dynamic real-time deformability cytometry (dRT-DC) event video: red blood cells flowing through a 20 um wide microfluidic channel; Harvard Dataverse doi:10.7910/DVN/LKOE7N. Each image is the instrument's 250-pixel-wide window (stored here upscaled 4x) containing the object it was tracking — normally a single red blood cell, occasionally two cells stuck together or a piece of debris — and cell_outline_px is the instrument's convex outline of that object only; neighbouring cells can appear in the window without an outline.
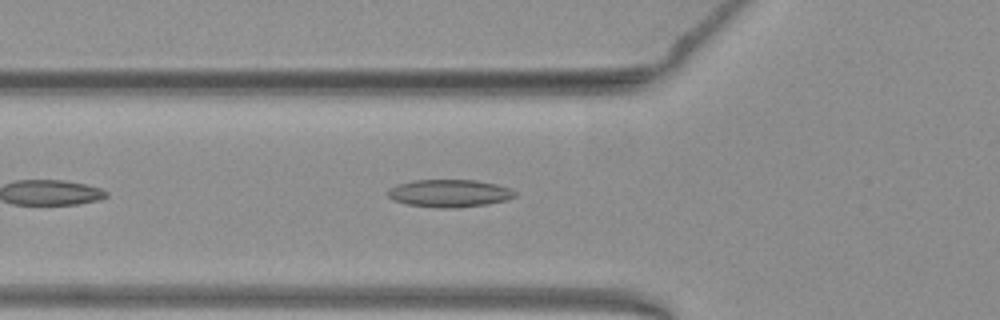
{"species": "common noctule bat (a hibernating species)", "species_latin": "Nyctalus noctula", "temperature_condition": "warm", "stored_images_in_passage": 40, "camera_frame_rate_fps": 3000, "um_per_image_px": 0.085, "animal": {"sex": "female", "body_mass_g": 19.3, "forearm_length_mm": 54.1}, "frame": {"image": 1, "passage_image": 6, "time_ms": 1.667, "image_size_px": [1000, 320], "cell_outline_px": [[516, 196], [508, 200], [488, 204], [456, 208], [436, 208], [408, 204], [392, 200], [388, 196], [388, 192], [392, 188], [400, 184], [412, 180], [476, 180], [496, 184], [512, 188], [516, 192]], "centroid_in_image_um": [38.26, 16.43], "position_along_channel_um": 87.5, "area_um2": 20.52}}
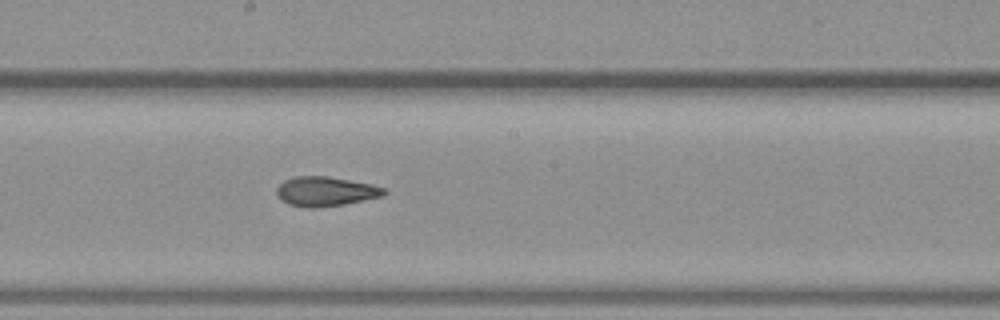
{"frame": {"image": 2, "passage_image": 16, "time_ms": 5.0, "image_size_px": [1000, 320], "cell_outline_px": [[388, 192], [384, 196], [344, 204], [316, 208], [304, 208], [288, 204], [280, 200], [276, 192], [276, 188], [284, 180], [296, 176], [328, 176], [372, 184], [384, 188]], "centroid_in_image_um": [27.66, 16.28], "position_along_channel_um": 220.5, "area_um2": 18.67}}
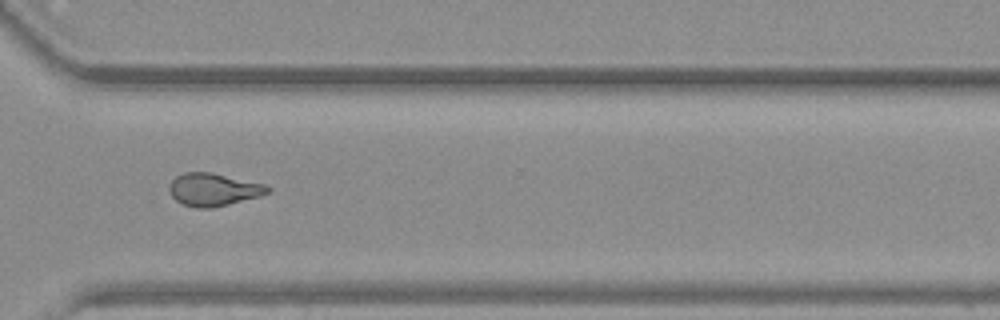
{"frame": {"image": 3, "passage_image": 26, "time_ms": 8.333, "image_size_px": [1000, 320], "cell_outline_px": [[272, 192], [260, 196], [228, 204], [208, 208], [196, 208], [184, 204], [176, 200], [168, 192], [168, 188], [172, 180], [176, 176], [184, 172], [212, 172], [264, 184], [272, 188]], "centroid_in_image_um": [18.15, 16.1], "position_along_channel_um": 352.5, "area_um2": 18.79}, "authors_computed_cell_mechanics": {"area_um2": 18.496, "velocity_mm_per_s": 3.9657, "shape_relaxation_time_tau1_ms": null, "shape_relaxation_time_tau2_ms": 3.066, "deformation_change_tau1": null, "deformation_change_tau2": 0.1111}}